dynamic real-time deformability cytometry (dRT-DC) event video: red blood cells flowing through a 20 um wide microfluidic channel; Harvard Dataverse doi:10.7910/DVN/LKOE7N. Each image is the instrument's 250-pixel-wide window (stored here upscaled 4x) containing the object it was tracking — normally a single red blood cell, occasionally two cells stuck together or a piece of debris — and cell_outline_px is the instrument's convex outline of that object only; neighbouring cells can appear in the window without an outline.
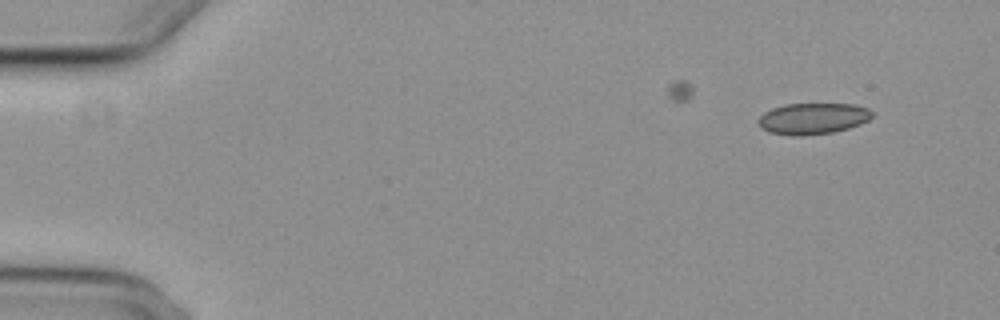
{"species": "common noctule bat (a hibernating species)", "species_latin": "Nyctalus noctula", "temperature_condition": "cold", "stored_images_in_passage": 3, "camera_frame_rate_fps": 3000, "um_per_image_px": 0.085, "animal": {"sex": "female", "body_mass_g": 29.2, "forearm_length_mm": 56.3}, "frame": {"image": 1, "passage_image": 3, "time_ms": 2.333, "image_size_px": [1000, 320], "cell_outline_px": [[872, 116], [868, 120], [860, 124], [848, 128], [832, 132], [800, 136], [792, 136], [768, 132], [760, 128], [756, 124], [756, 120], [764, 112], [772, 108], [784, 104], [852, 104], [868, 108], [872, 112]], "centroid_in_image_um": [69.03, 10.08], "position_along_channel_um": 16.0, "area_um2": 20.87}}